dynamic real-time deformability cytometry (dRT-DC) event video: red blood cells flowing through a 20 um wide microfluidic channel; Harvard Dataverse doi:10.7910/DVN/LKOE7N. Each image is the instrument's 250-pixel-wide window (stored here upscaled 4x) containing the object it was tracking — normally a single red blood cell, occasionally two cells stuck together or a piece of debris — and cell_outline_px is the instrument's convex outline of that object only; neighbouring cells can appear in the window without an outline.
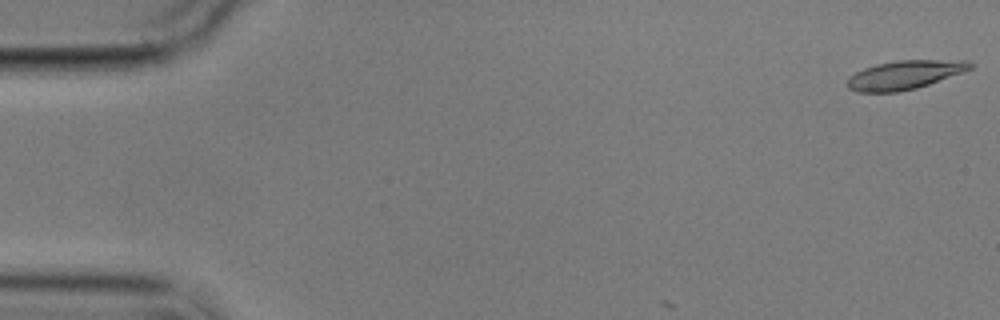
{"species": "common noctule bat (a hibernating species)", "species_latin": "Nyctalus noctula", "temperature_condition": "cold", "stored_images_in_passage": 3, "camera_frame_rate_fps": 3000, "um_per_image_px": 0.085, "animal": {"sex": "male", "body_mass_g": 17.9}, "frame": {"image": 1, "passage_image": 1, "time_ms": 0.0, "image_size_px": [1000, 320], "cell_outline_px": [[972, 68], [928, 84], [916, 88], [896, 92], [856, 92], [848, 88], [848, 80], [856, 72], [864, 68], [876, 64], [900, 60], [968, 60], [972, 64]], "centroid_in_image_um": [76.88, 6.36], "position_along_channel_um": 8.1, "area_um2": 20.23}}